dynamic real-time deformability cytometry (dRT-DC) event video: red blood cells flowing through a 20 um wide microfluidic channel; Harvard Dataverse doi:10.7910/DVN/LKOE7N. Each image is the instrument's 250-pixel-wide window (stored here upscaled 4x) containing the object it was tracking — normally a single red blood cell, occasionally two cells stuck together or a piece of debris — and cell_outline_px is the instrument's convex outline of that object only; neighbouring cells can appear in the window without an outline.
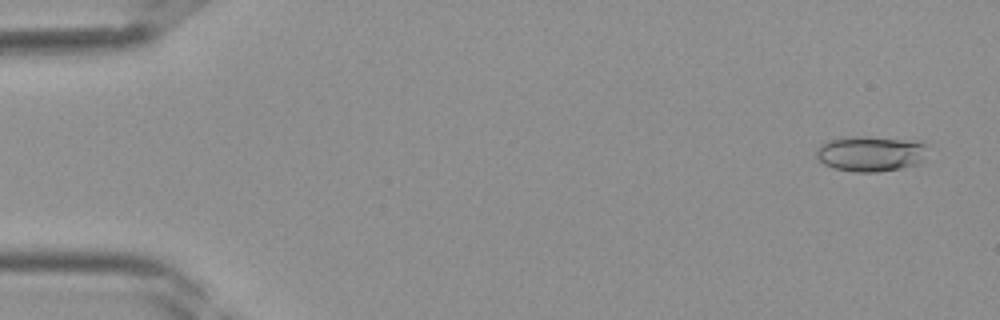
{"species": "Egyptian fruit bat (a non-hibernating species)", "species_latin": "Rousettus aegyptiacus", "temperature_condition": "room temperature", "stored_images_in_passage": 39, "camera_frame_rate_fps": 3000, "um_per_image_px": 0.085, "frame": {"image": 1, "passage_image": 2, "time_ms": 0.333, "image_size_px": [1000, 320], "cell_outline_px": [[924, 160], [920, 164], [900, 168], [876, 172], [856, 172], [832, 168], [824, 164], [816, 156], [816, 148], [820, 144], [828, 140], [844, 136], [868, 136], [900, 140], [924, 144]], "centroid_in_image_um": [73.9, 13.07], "position_along_channel_um": 11.1, "area_um2": 22.83}}
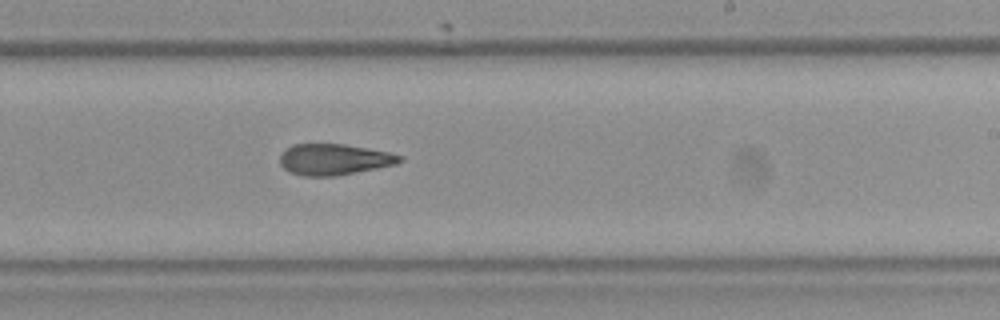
{"frame": {"image": 2, "passage_image": 24, "time_ms": 7.667, "image_size_px": [1000, 320], "cell_outline_px": [[404, 160], [396, 164], [336, 176], [304, 176], [292, 172], [284, 168], [280, 164], [280, 156], [292, 144], [344, 144], [368, 148], [388, 152], [400, 156]], "centroid_in_image_um": [28.4, 13.55], "position_along_channel_um": 260.6, "area_um2": 21.44}}
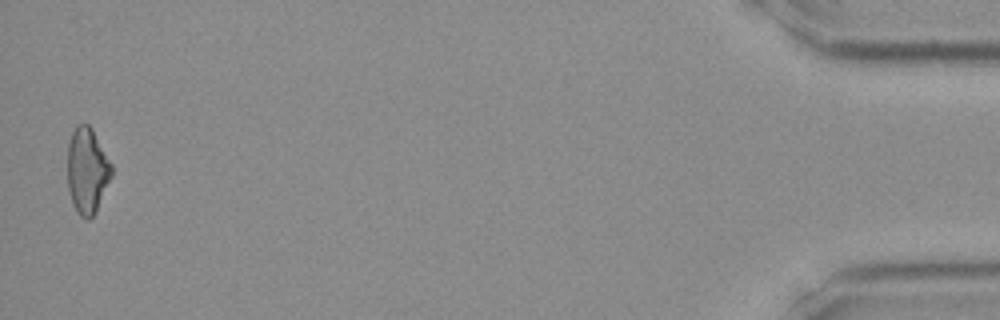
{"frame": {"image": 3, "passage_image": 39, "time_ms": 12.667, "image_size_px": [1000, 320], "cell_outline_px": [[112, 176], [96, 212], [88, 220], [84, 220], [76, 212], [72, 204], [68, 188], [68, 144], [72, 132], [76, 124], [88, 124], [92, 128], [112, 164]], "centroid_in_image_um": [7.41, 14.52], "position_along_channel_um": 427.8, "area_um2": 22.25}}